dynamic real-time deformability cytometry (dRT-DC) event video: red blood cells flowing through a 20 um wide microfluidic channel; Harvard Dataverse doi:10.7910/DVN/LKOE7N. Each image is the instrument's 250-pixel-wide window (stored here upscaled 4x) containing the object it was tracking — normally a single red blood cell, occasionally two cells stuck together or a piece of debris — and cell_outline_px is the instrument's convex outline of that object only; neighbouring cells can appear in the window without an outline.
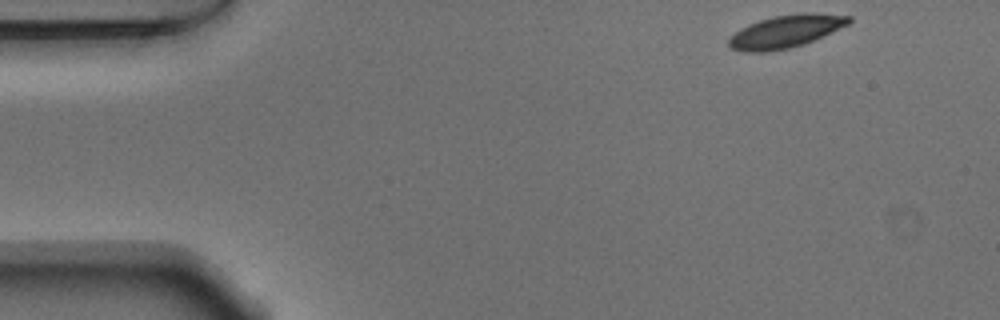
{"species": "Egyptian fruit bat (a non-hibernating species)", "species_latin": "Rousettus aegyptiacus", "temperature_condition": "warm", "stored_images_in_passage": 50, "segment_of_instrument_passage": [1, 2], "camera_frame_rate_fps": 3000, "um_per_image_px": 0.085, "animal": {"sex": "male"}, "frame": {"image": 1, "passage_image": 1, "time_ms": 0.0, "image_size_px": [1000, 320], "cell_outline_px": [[852, 20], [848, 24], [804, 44], [788, 48], [768, 52], [740, 52], [732, 48], [728, 44], [728, 36], [740, 28], [748, 24], [772, 16], [800, 12], [812, 12], [852, 16]], "centroid_in_image_um": [66.74, 2.66], "position_along_channel_um": 18.3, "area_um2": 23.06}}
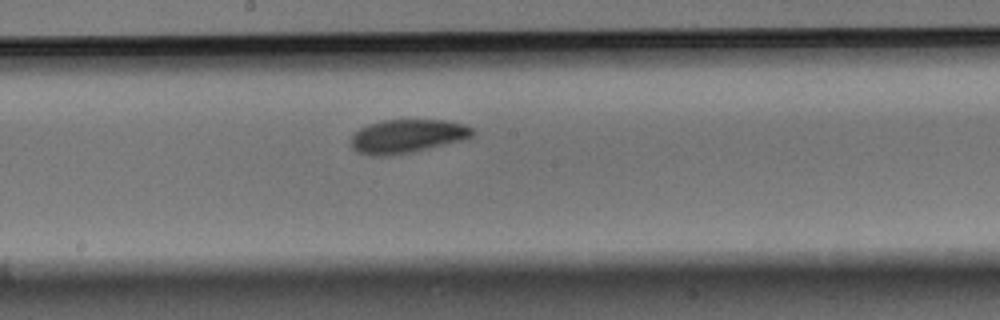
{"frame": {"image": 2, "passage_image": 24, "time_ms": 7.667, "image_size_px": [1000, 320], "cell_outline_px": [[476, 132], [468, 140], [388, 156], [372, 156], [356, 152], [352, 148], [348, 140], [360, 128], [368, 124], [384, 120], [444, 120], [464, 124], [472, 128]], "centroid_in_image_um": [34.61, 11.58], "position_along_channel_um": 213.6, "area_um2": 24.04}}
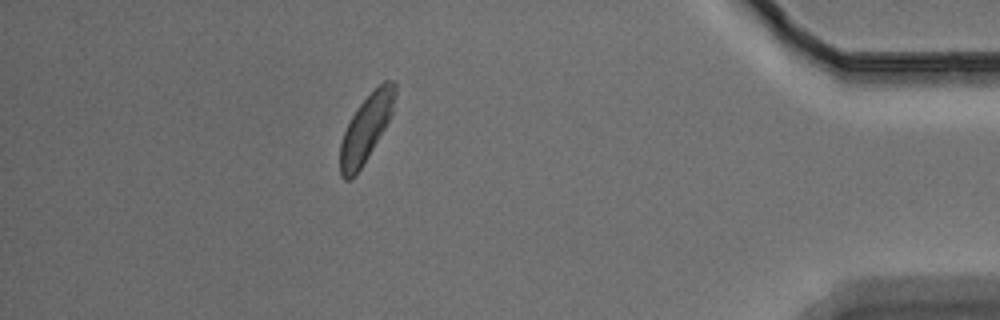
{"frame": {"image": 3, "passage_image": 43, "time_ms": 14.0, "image_size_px": [1000, 320], "cell_outline_px": [[396, 92], [392, 112], [384, 128], [368, 156], [356, 176], [348, 180], [344, 180], [340, 176], [340, 144], [344, 132], [356, 108], [384, 80], [396, 80]], "centroid_in_image_um": [31.1, 10.92], "position_along_channel_um": 404.1, "area_um2": 20.98}}